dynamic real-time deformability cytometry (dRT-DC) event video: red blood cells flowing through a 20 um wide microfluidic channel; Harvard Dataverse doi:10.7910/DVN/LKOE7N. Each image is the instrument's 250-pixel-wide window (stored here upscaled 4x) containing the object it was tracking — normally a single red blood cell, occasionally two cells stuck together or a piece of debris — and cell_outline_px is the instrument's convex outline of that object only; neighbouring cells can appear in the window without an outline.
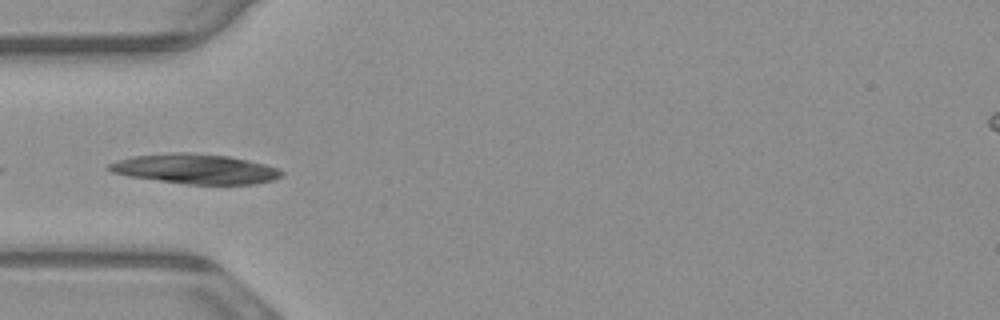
{"species": "common noctule bat (a hibernating species)", "species_latin": "Nyctalus noctula", "temperature_condition": "warm", "stored_images_in_passage": 3, "camera_frame_rate_fps": 3000, "um_per_image_px": 0.085, "animal": {"sex": "male", "body_mass_g": 23.1, "forearm_length_mm": 52.7}, "frame": {"image": 1, "passage_image": 1, "time_ms": 0.0, "image_size_px": [1000, 320], "cell_outline_px": [[284, 176], [272, 180], [256, 184], [188, 184], [128, 176], [112, 172], [108, 168], [108, 164], [132, 156], [176, 152], [196, 152], [228, 156], [248, 160], [264, 164], [276, 168], [284, 172]], "centroid_in_image_um": [16.64, 14.35], "position_along_channel_um": 68.4, "area_um2": 29.88}}